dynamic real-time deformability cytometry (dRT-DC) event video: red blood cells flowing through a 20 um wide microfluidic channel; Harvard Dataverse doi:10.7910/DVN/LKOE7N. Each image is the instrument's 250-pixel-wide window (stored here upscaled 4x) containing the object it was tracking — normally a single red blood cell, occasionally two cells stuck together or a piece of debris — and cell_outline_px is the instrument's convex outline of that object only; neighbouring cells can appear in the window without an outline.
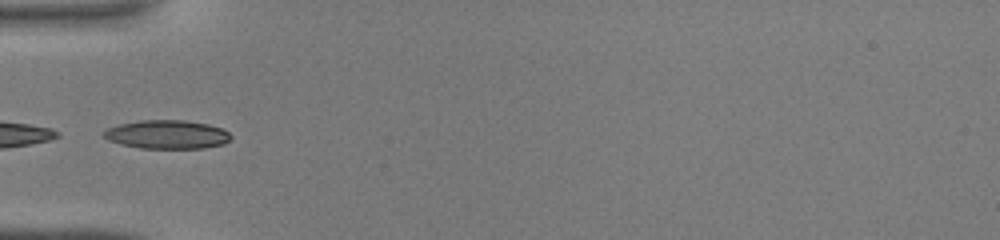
{"species": "common noctule bat (a hibernating species)", "species_latin": "Nyctalus noctula", "temperature_condition": "warm", "stored_images_in_passage": 8, "camera_frame_rate_fps": 3000, "um_per_image_px": 0.085, "animal": {"sex": "male", "body_mass_g": 19.0, "forearm_length_mm": 50.8}, "frame": {"image": 1, "passage_image": 1, "time_ms": 0.0, "image_size_px": [1000, 240], "cell_outline_px": [[232, 136], [224, 144], [204, 148], [140, 148], [120, 144], [108, 140], [104, 136], [104, 132], [108, 128], [120, 124], [140, 120], [184, 120], [208, 124], [220, 128], [228, 132]], "centroid_in_image_um": [14.2, 11.43], "position_along_channel_um": 70.8, "area_um2": 21.1}}
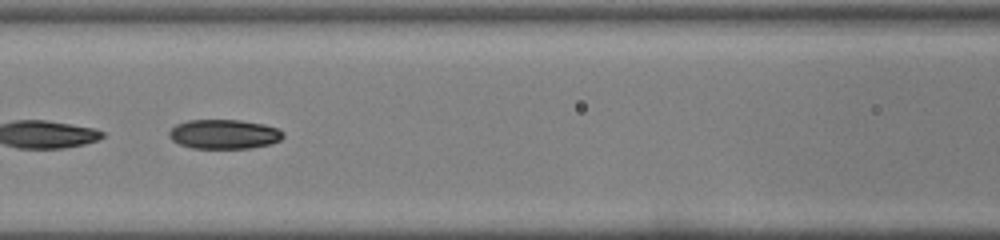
{"frame": {"image": 2, "passage_image": 6, "time_ms": 1.667, "image_size_px": [1000, 240], "cell_outline_px": [[284, 136], [280, 140], [272, 144], [252, 148], [192, 148], [180, 144], [172, 140], [168, 136], [168, 132], [176, 124], [188, 120], [240, 120], [264, 124], [280, 128], [284, 132]], "centroid_in_image_um": [19.08, 11.4], "position_along_channel_um": 147.5, "area_um2": 19.77}}